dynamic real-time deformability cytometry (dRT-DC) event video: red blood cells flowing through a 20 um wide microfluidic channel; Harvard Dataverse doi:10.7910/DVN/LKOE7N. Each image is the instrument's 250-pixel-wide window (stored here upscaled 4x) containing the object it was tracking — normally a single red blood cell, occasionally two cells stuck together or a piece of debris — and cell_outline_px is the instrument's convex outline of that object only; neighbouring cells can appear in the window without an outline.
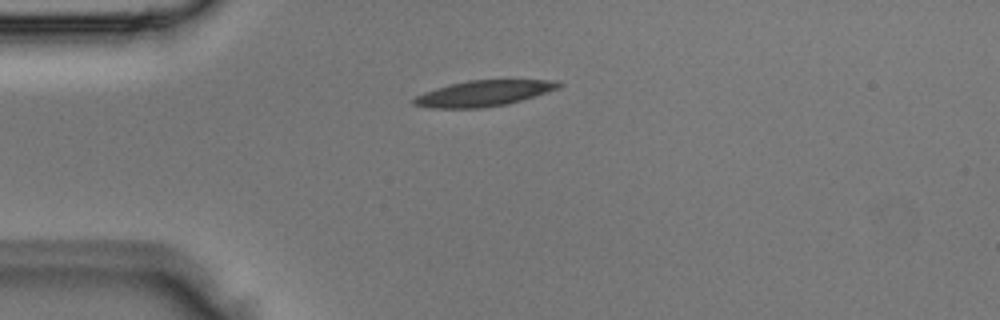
{"species": "Egyptian fruit bat (a non-hibernating species)", "species_latin": "Rousettus aegyptiacus", "temperature_condition": "room temperature", "stored_images_in_passage": 3, "camera_frame_rate_fps": 3000, "um_per_image_px": 0.085, "animal": {"sex": "male"}, "frame": {"image": 1, "passage_image": 3, "time_ms": 0.667, "image_size_px": [1000, 320], "cell_outline_px": [[564, 84], [560, 88], [508, 104], [484, 108], [428, 108], [412, 104], [412, 100], [416, 96], [424, 92], [436, 88], [468, 80], [556, 80]], "centroid_in_image_um": [41.11, 7.94], "position_along_channel_um": 43.9, "area_um2": 21.79}}